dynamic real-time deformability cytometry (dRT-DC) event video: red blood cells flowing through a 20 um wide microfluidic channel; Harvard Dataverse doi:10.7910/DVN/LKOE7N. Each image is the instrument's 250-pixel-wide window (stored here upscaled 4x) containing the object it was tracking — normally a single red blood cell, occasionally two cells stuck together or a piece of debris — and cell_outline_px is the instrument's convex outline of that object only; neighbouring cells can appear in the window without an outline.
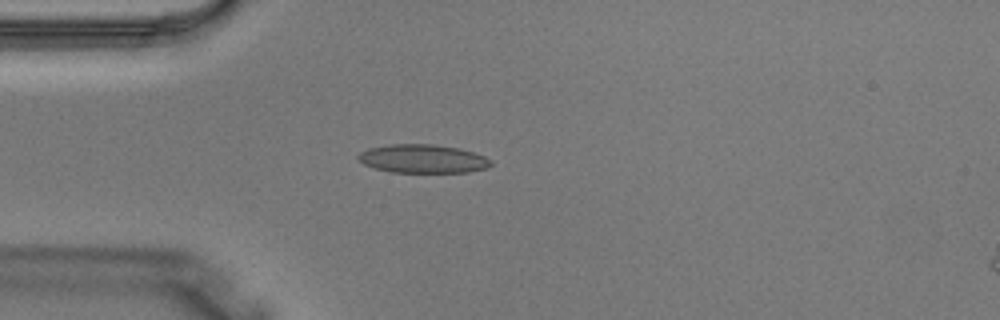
{"species": "Egyptian fruit bat (a non-hibernating species)", "species_latin": "Rousettus aegyptiacus", "temperature_condition": "warm", "stored_images_in_passage": 1, "camera_frame_rate_fps": 3000, "um_per_image_px": 0.085, "animal": {"sex": "male"}, "frame": {"image": 1, "passage_image": 1, "time_ms": 0.0, "image_size_px": [1000, 320], "cell_outline_px": [[492, 164], [488, 168], [468, 172], [392, 172], [376, 168], [364, 164], [356, 160], [356, 156], [360, 152], [368, 148], [388, 144], [432, 144], [460, 148], [484, 156], [492, 160]], "centroid_in_image_um": [35.92, 13.49], "position_along_channel_um": 49.1, "area_um2": 22.2}}